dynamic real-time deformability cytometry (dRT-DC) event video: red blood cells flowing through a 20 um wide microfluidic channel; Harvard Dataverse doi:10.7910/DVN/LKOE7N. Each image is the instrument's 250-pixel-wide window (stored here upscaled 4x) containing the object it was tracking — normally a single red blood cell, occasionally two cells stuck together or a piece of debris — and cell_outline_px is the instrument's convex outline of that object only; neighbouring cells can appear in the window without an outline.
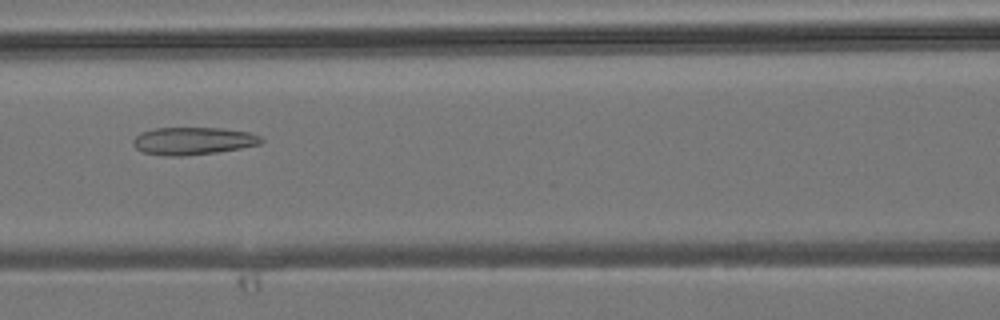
{"species": "common noctule bat (a hibernating species)", "species_latin": "Nyctalus noctula", "temperature_condition": "room temperature", "stored_images_in_passage": 3, "camera_frame_rate_fps": 3000, "um_per_image_px": 0.085, "animal": {"sex": "male", "body_mass_g": 19.2, "forearm_length_mm": 51.8}, "frame": {"image": 1, "passage_image": 3, "time_ms": 2.0, "image_size_px": [1000, 320], "cell_outline_px": [[264, 140], [260, 144], [240, 148], [216, 152], [184, 156], [164, 156], [144, 152], [136, 148], [132, 144], [132, 140], [140, 132], [156, 128], [220, 128], [248, 132], [260, 136]], "centroid_in_image_um": [16.38, 11.98], "position_along_channel_um": 150.2, "area_um2": 20.52}}